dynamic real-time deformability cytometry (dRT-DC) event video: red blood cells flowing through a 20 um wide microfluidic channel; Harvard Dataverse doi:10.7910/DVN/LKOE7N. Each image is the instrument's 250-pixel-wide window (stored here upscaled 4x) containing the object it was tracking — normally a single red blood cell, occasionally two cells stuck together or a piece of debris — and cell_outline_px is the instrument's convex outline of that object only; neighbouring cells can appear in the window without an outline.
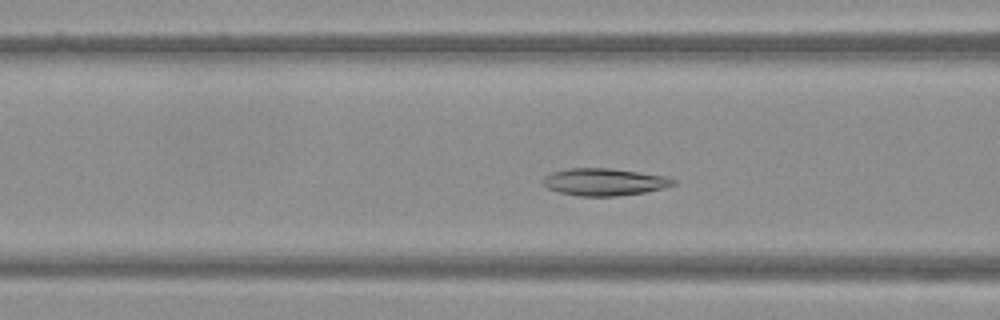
{"species": "Egyptian fruit bat (a non-hibernating species)", "species_latin": "Rousettus aegyptiacus", "temperature_condition": "warm", "stored_images_in_passage": 47, "camera_frame_rate_fps": 3000, "um_per_image_px": 0.085, "frame": {"image": 1, "passage_image": 15, "time_ms": 4.667, "image_size_px": [1000, 320], "cell_outline_px": [[676, 184], [664, 188], [644, 192], [616, 196], [580, 196], [560, 192], [548, 188], [540, 184], [540, 180], [544, 176], [552, 172], [568, 168], [608, 168], [668, 176], [676, 180]], "centroid_in_image_um": [51.34, 15.46], "position_along_channel_um": 115.3, "area_um2": 20.81}}
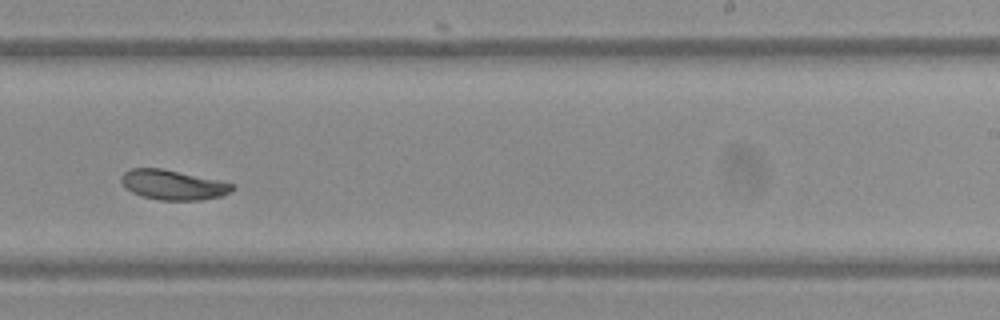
{"frame": {"image": 2, "passage_image": 27, "time_ms": 8.667, "image_size_px": [1000, 320], "cell_outline_px": [[236, 188], [224, 196], [200, 200], [160, 200], [140, 196], [132, 192], [120, 180], [120, 176], [124, 172], [132, 168], [160, 168], [236, 184]], "centroid_in_image_um": [14.73, 15.72], "position_along_channel_um": 274.3, "area_um2": 19.25}}
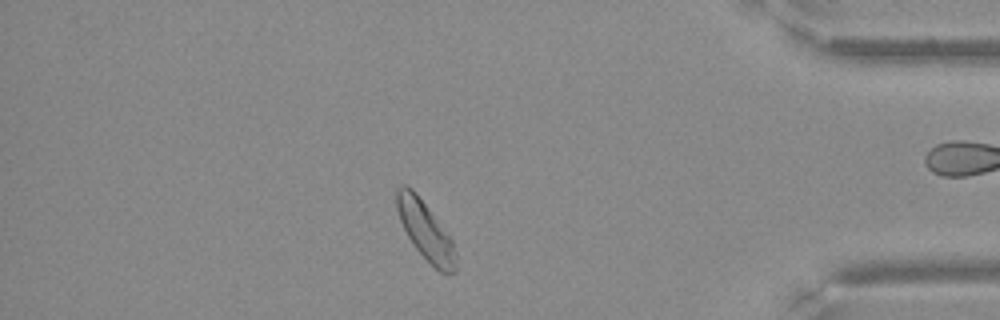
{"frame": {"image": 3, "passage_image": 39, "time_ms": 12.667, "image_size_px": [1000, 320], "cell_outline_px": [[456, 272], [440, 272], [416, 248], [408, 236], [400, 220], [396, 208], [396, 188], [400, 184], [404, 184], [412, 188], [416, 192], [452, 240], [456, 252]], "centroid_in_image_um": [36.14, 19.56], "position_along_channel_um": 399.1, "area_um2": 19.65}}